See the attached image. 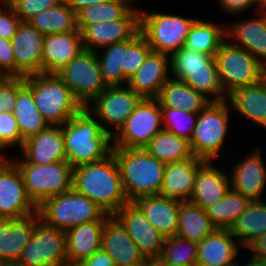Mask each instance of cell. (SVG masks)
<instances>
[{
	"mask_svg": "<svg viewBox=\"0 0 266 266\" xmlns=\"http://www.w3.org/2000/svg\"><path fill=\"white\" fill-rule=\"evenodd\" d=\"M227 100L240 116L266 130V97L258 83L234 90Z\"/></svg>",
	"mask_w": 266,
	"mask_h": 266,
	"instance_id": "obj_33",
	"label": "cell"
},
{
	"mask_svg": "<svg viewBox=\"0 0 266 266\" xmlns=\"http://www.w3.org/2000/svg\"><path fill=\"white\" fill-rule=\"evenodd\" d=\"M140 12L132 7L121 19L86 26L81 31L84 49L100 51L110 44L131 40L140 31Z\"/></svg>",
	"mask_w": 266,
	"mask_h": 266,
	"instance_id": "obj_16",
	"label": "cell"
},
{
	"mask_svg": "<svg viewBox=\"0 0 266 266\" xmlns=\"http://www.w3.org/2000/svg\"><path fill=\"white\" fill-rule=\"evenodd\" d=\"M62 266H86L83 261H66Z\"/></svg>",
	"mask_w": 266,
	"mask_h": 266,
	"instance_id": "obj_58",
	"label": "cell"
},
{
	"mask_svg": "<svg viewBox=\"0 0 266 266\" xmlns=\"http://www.w3.org/2000/svg\"><path fill=\"white\" fill-rule=\"evenodd\" d=\"M35 229V214L22 219H0V259L15 265Z\"/></svg>",
	"mask_w": 266,
	"mask_h": 266,
	"instance_id": "obj_28",
	"label": "cell"
},
{
	"mask_svg": "<svg viewBox=\"0 0 266 266\" xmlns=\"http://www.w3.org/2000/svg\"><path fill=\"white\" fill-rule=\"evenodd\" d=\"M152 226L166 238L178 229L179 201L161 195L142 196L133 201Z\"/></svg>",
	"mask_w": 266,
	"mask_h": 266,
	"instance_id": "obj_29",
	"label": "cell"
},
{
	"mask_svg": "<svg viewBox=\"0 0 266 266\" xmlns=\"http://www.w3.org/2000/svg\"><path fill=\"white\" fill-rule=\"evenodd\" d=\"M0 266H6L0 259Z\"/></svg>",
	"mask_w": 266,
	"mask_h": 266,
	"instance_id": "obj_62",
	"label": "cell"
},
{
	"mask_svg": "<svg viewBox=\"0 0 266 266\" xmlns=\"http://www.w3.org/2000/svg\"><path fill=\"white\" fill-rule=\"evenodd\" d=\"M142 99L128 86L127 88L110 86L86 107L98 118L104 130L113 135L121 128ZM111 128L114 131H111Z\"/></svg>",
	"mask_w": 266,
	"mask_h": 266,
	"instance_id": "obj_14",
	"label": "cell"
},
{
	"mask_svg": "<svg viewBox=\"0 0 266 266\" xmlns=\"http://www.w3.org/2000/svg\"><path fill=\"white\" fill-rule=\"evenodd\" d=\"M219 5L224 12L231 15H237L246 12L251 6L250 0H219Z\"/></svg>",
	"mask_w": 266,
	"mask_h": 266,
	"instance_id": "obj_50",
	"label": "cell"
},
{
	"mask_svg": "<svg viewBox=\"0 0 266 266\" xmlns=\"http://www.w3.org/2000/svg\"><path fill=\"white\" fill-rule=\"evenodd\" d=\"M0 73L3 76L15 77V57L11 40L0 38Z\"/></svg>",
	"mask_w": 266,
	"mask_h": 266,
	"instance_id": "obj_49",
	"label": "cell"
},
{
	"mask_svg": "<svg viewBox=\"0 0 266 266\" xmlns=\"http://www.w3.org/2000/svg\"><path fill=\"white\" fill-rule=\"evenodd\" d=\"M29 198L39 207L46 199L72 189L73 166L62 160L49 165L15 163Z\"/></svg>",
	"mask_w": 266,
	"mask_h": 266,
	"instance_id": "obj_8",
	"label": "cell"
},
{
	"mask_svg": "<svg viewBox=\"0 0 266 266\" xmlns=\"http://www.w3.org/2000/svg\"><path fill=\"white\" fill-rule=\"evenodd\" d=\"M25 84L32 90L35 105L48 125L61 126L83 108L57 74L25 76Z\"/></svg>",
	"mask_w": 266,
	"mask_h": 266,
	"instance_id": "obj_4",
	"label": "cell"
},
{
	"mask_svg": "<svg viewBox=\"0 0 266 266\" xmlns=\"http://www.w3.org/2000/svg\"><path fill=\"white\" fill-rule=\"evenodd\" d=\"M251 6L256 7V11H266V0H250ZM256 5V6H255Z\"/></svg>",
	"mask_w": 266,
	"mask_h": 266,
	"instance_id": "obj_56",
	"label": "cell"
},
{
	"mask_svg": "<svg viewBox=\"0 0 266 266\" xmlns=\"http://www.w3.org/2000/svg\"><path fill=\"white\" fill-rule=\"evenodd\" d=\"M4 151H5V149L0 143V164L8 162L9 160H11L9 157L7 158L6 155H4L5 154V153H3Z\"/></svg>",
	"mask_w": 266,
	"mask_h": 266,
	"instance_id": "obj_57",
	"label": "cell"
},
{
	"mask_svg": "<svg viewBox=\"0 0 266 266\" xmlns=\"http://www.w3.org/2000/svg\"><path fill=\"white\" fill-rule=\"evenodd\" d=\"M214 57L226 96L238 88L256 84L265 68L246 49L232 44L228 39L221 44Z\"/></svg>",
	"mask_w": 266,
	"mask_h": 266,
	"instance_id": "obj_10",
	"label": "cell"
},
{
	"mask_svg": "<svg viewBox=\"0 0 266 266\" xmlns=\"http://www.w3.org/2000/svg\"><path fill=\"white\" fill-rule=\"evenodd\" d=\"M44 35L79 31L76 13L64 0L27 21Z\"/></svg>",
	"mask_w": 266,
	"mask_h": 266,
	"instance_id": "obj_35",
	"label": "cell"
},
{
	"mask_svg": "<svg viewBox=\"0 0 266 266\" xmlns=\"http://www.w3.org/2000/svg\"><path fill=\"white\" fill-rule=\"evenodd\" d=\"M125 194L130 202L142 196L159 195L166 164L145 148H113Z\"/></svg>",
	"mask_w": 266,
	"mask_h": 266,
	"instance_id": "obj_3",
	"label": "cell"
},
{
	"mask_svg": "<svg viewBox=\"0 0 266 266\" xmlns=\"http://www.w3.org/2000/svg\"><path fill=\"white\" fill-rule=\"evenodd\" d=\"M22 159L14 163L49 165L67 160L61 126L48 125L45 129L27 138L21 147Z\"/></svg>",
	"mask_w": 266,
	"mask_h": 266,
	"instance_id": "obj_19",
	"label": "cell"
},
{
	"mask_svg": "<svg viewBox=\"0 0 266 266\" xmlns=\"http://www.w3.org/2000/svg\"><path fill=\"white\" fill-rule=\"evenodd\" d=\"M230 189V176L214 166L212 161H206L197 171L189 202L205 210Z\"/></svg>",
	"mask_w": 266,
	"mask_h": 266,
	"instance_id": "obj_27",
	"label": "cell"
},
{
	"mask_svg": "<svg viewBox=\"0 0 266 266\" xmlns=\"http://www.w3.org/2000/svg\"><path fill=\"white\" fill-rule=\"evenodd\" d=\"M125 228L147 260L157 259L166 237L157 231L134 202L113 215Z\"/></svg>",
	"mask_w": 266,
	"mask_h": 266,
	"instance_id": "obj_17",
	"label": "cell"
},
{
	"mask_svg": "<svg viewBox=\"0 0 266 266\" xmlns=\"http://www.w3.org/2000/svg\"><path fill=\"white\" fill-rule=\"evenodd\" d=\"M37 212L16 164L12 160L0 164V219H22Z\"/></svg>",
	"mask_w": 266,
	"mask_h": 266,
	"instance_id": "obj_15",
	"label": "cell"
},
{
	"mask_svg": "<svg viewBox=\"0 0 266 266\" xmlns=\"http://www.w3.org/2000/svg\"><path fill=\"white\" fill-rule=\"evenodd\" d=\"M169 56L151 51L139 69L129 77L126 85L142 98H157L161 88L172 78L168 73L171 72Z\"/></svg>",
	"mask_w": 266,
	"mask_h": 266,
	"instance_id": "obj_20",
	"label": "cell"
},
{
	"mask_svg": "<svg viewBox=\"0 0 266 266\" xmlns=\"http://www.w3.org/2000/svg\"><path fill=\"white\" fill-rule=\"evenodd\" d=\"M229 230L242 248H248L266 233V201L251 200Z\"/></svg>",
	"mask_w": 266,
	"mask_h": 266,
	"instance_id": "obj_31",
	"label": "cell"
},
{
	"mask_svg": "<svg viewBox=\"0 0 266 266\" xmlns=\"http://www.w3.org/2000/svg\"><path fill=\"white\" fill-rule=\"evenodd\" d=\"M151 51L147 39L141 33L126 47L121 67L127 79L139 69Z\"/></svg>",
	"mask_w": 266,
	"mask_h": 266,
	"instance_id": "obj_44",
	"label": "cell"
},
{
	"mask_svg": "<svg viewBox=\"0 0 266 266\" xmlns=\"http://www.w3.org/2000/svg\"><path fill=\"white\" fill-rule=\"evenodd\" d=\"M24 139L21 137V132L18 123L12 112L0 113V143L6 149L13 146L22 147Z\"/></svg>",
	"mask_w": 266,
	"mask_h": 266,
	"instance_id": "obj_45",
	"label": "cell"
},
{
	"mask_svg": "<svg viewBox=\"0 0 266 266\" xmlns=\"http://www.w3.org/2000/svg\"><path fill=\"white\" fill-rule=\"evenodd\" d=\"M206 160L193 156L182 161L167 163L160 194L178 201H189L195 176Z\"/></svg>",
	"mask_w": 266,
	"mask_h": 266,
	"instance_id": "obj_26",
	"label": "cell"
},
{
	"mask_svg": "<svg viewBox=\"0 0 266 266\" xmlns=\"http://www.w3.org/2000/svg\"><path fill=\"white\" fill-rule=\"evenodd\" d=\"M145 266H164L157 259L147 260Z\"/></svg>",
	"mask_w": 266,
	"mask_h": 266,
	"instance_id": "obj_59",
	"label": "cell"
},
{
	"mask_svg": "<svg viewBox=\"0 0 266 266\" xmlns=\"http://www.w3.org/2000/svg\"><path fill=\"white\" fill-rule=\"evenodd\" d=\"M24 84L25 77H2L0 80V113L13 111L18 91Z\"/></svg>",
	"mask_w": 266,
	"mask_h": 266,
	"instance_id": "obj_46",
	"label": "cell"
},
{
	"mask_svg": "<svg viewBox=\"0 0 266 266\" xmlns=\"http://www.w3.org/2000/svg\"><path fill=\"white\" fill-rule=\"evenodd\" d=\"M65 3L77 14L81 9L91 4L104 3L109 0H64Z\"/></svg>",
	"mask_w": 266,
	"mask_h": 266,
	"instance_id": "obj_53",
	"label": "cell"
},
{
	"mask_svg": "<svg viewBox=\"0 0 266 266\" xmlns=\"http://www.w3.org/2000/svg\"><path fill=\"white\" fill-rule=\"evenodd\" d=\"M241 260H239V258L236 261L235 266H241ZM243 266H262V260L251 257L248 259L247 262H245L244 264H242Z\"/></svg>",
	"mask_w": 266,
	"mask_h": 266,
	"instance_id": "obj_55",
	"label": "cell"
},
{
	"mask_svg": "<svg viewBox=\"0 0 266 266\" xmlns=\"http://www.w3.org/2000/svg\"><path fill=\"white\" fill-rule=\"evenodd\" d=\"M72 188L89 198L110 216L130 202L125 194L113 153L102 161L73 167Z\"/></svg>",
	"mask_w": 266,
	"mask_h": 266,
	"instance_id": "obj_1",
	"label": "cell"
},
{
	"mask_svg": "<svg viewBox=\"0 0 266 266\" xmlns=\"http://www.w3.org/2000/svg\"><path fill=\"white\" fill-rule=\"evenodd\" d=\"M250 200L230 189L218 202L205 209L211 222L218 229H230L236 219L246 210Z\"/></svg>",
	"mask_w": 266,
	"mask_h": 266,
	"instance_id": "obj_40",
	"label": "cell"
},
{
	"mask_svg": "<svg viewBox=\"0 0 266 266\" xmlns=\"http://www.w3.org/2000/svg\"><path fill=\"white\" fill-rule=\"evenodd\" d=\"M240 244L229 229H216L198 242L196 266H235Z\"/></svg>",
	"mask_w": 266,
	"mask_h": 266,
	"instance_id": "obj_25",
	"label": "cell"
},
{
	"mask_svg": "<svg viewBox=\"0 0 266 266\" xmlns=\"http://www.w3.org/2000/svg\"><path fill=\"white\" fill-rule=\"evenodd\" d=\"M161 116L163 130L190 141L198 113L177 108L161 107Z\"/></svg>",
	"mask_w": 266,
	"mask_h": 266,
	"instance_id": "obj_43",
	"label": "cell"
},
{
	"mask_svg": "<svg viewBox=\"0 0 266 266\" xmlns=\"http://www.w3.org/2000/svg\"><path fill=\"white\" fill-rule=\"evenodd\" d=\"M57 75L83 107L90 104L107 88L102 78L96 51L83 49Z\"/></svg>",
	"mask_w": 266,
	"mask_h": 266,
	"instance_id": "obj_13",
	"label": "cell"
},
{
	"mask_svg": "<svg viewBox=\"0 0 266 266\" xmlns=\"http://www.w3.org/2000/svg\"><path fill=\"white\" fill-rule=\"evenodd\" d=\"M132 1L109 0L84 7L76 14L77 29L81 32L88 25L121 19L133 7Z\"/></svg>",
	"mask_w": 266,
	"mask_h": 266,
	"instance_id": "obj_41",
	"label": "cell"
},
{
	"mask_svg": "<svg viewBox=\"0 0 266 266\" xmlns=\"http://www.w3.org/2000/svg\"><path fill=\"white\" fill-rule=\"evenodd\" d=\"M83 107L61 125L67 161L73 166L99 162L113 150L112 135Z\"/></svg>",
	"mask_w": 266,
	"mask_h": 266,
	"instance_id": "obj_2",
	"label": "cell"
},
{
	"mask_svg": "<svg viewBox=\"0 0 266 266\" xmlns=\"http://www.w3.org/2000/svg\"><path fill=\"white\" fill-rule=\"evenodd\" d=\"M196 18L163 13L140 12V32L154 52L172 55L180 50Z\"/></svg>",
	"mask_w": 266,
	"mask_h": 266,
	"instance_id": "obj_9",
	"label": "cell"
},
{
	"mask_svg": "<svg viewBox=\"0 0 266 266\" xmlns=\"http://www.w3.org/2000/svg\"><path fill=\"white\" fill-rule=\"evenodd\" d=\"M21 23L14 8L7 4L0 10V38L11 40Z\"/></svg>",
	"mask_w": 266,
	"mask_h": 266,
	"instance_id": "obj_48",
	"label": "cell"
},
{
	"mask_svg": "<svg viewBox=\"0 0 266 266\" xmlns=\"http://www.w3.org/2000/svg\"><path fill=\"white\" fill-rule=\"evenodd\" d=\"M86 266H116L113 259L102 249L83 260Z\"/></svg>",
	"mask_w": 266,
	"mask_h": 266,
	"instance_id": "obj_51",
	"label": "cell"
},
{
	"mask_svg": "<svg viewBox=\"0 0 266 266\" xmlns=\"http://www.w3.org/2000/svg\"><path fill=\"white\" fill-rule=\"evenodd\" d=\"M170 59L173 79L184 82L210 101L227 100L214 56L203 52H192L182 47L174 52Z\"/></svg>",
	"mask_w": 266,
	"mask_h": 266,
	"instance_id": "obj_5",
	"label": "cell"
},
{
	"mask_svg": "<svg viewBox=\"0 0 266 266\" xmlns=\"http://www.w3.org/2000/svg\"><path fill=\"white\" fill-rule=\"evenodd\" d=\"M0 3H10V0H0Z\"/></svg>",
	"mask_w": 266,
	"mask_h": 266,
	"instance_id": "obj_61",
	"label": "cell"
},
{
	"mask_svg": "<svg viewBox=\"0 0 266 266\" xmlns=\"http://www.w3.org/2000/svg\"><path fill=\"white\" fill-rule=\"evenodd\" d=\"M109 214L98 221L77 225L66 233L68 261H83L101 249L103 227Z\"/></svg>",
	"mask_w": 266,
	"mask_h": 266,
	"instance_id": "obj_30",
	"label": "cell"
},
{
	"mask_svg": "<svg viewBox=\"0 0 266 266\" xmlns=\"http://www.w3.org/2000/svg\"><path fill=\"white\" fill-rule=\"evenodd\" d=\"M139 31L131 40L117 42L101 48V55L97 52L102 78L107 87L122 86L128 79L122 72L124 52L126 47L140 34ZM123 83V84H122Z\"/></svg>",
	"mask_w": 266,
	"mask_h": 266,
	"instance_id": "obj_39",
	"label": "cell"
},
{
	"mask_svg": "<svg viewBox=\"0 0 266 266\" xmlns=\"http://www.w3.org/2000/svg\"><path fill=\"white\" fill-rule=\"evenodd\" d=\"M12 113L24 140L38 134L48 126L35 105L32 90L26 84L18 91Z\"/></svg>",
	"mask_w": 266,
	"mask_h": 266,
	"instance_id": "obj_36",
	"label": "cell"
},
{
	"mask_svg": "<svg viewBox=\"0 0 266 266\" xmlns=\"http://www.w3.org/2000/svg\"><path fill=\"white\" fill-rule=\"evenodd\" d=\"M262 266H266V261H262Z\"/></svg>",
	"mask_w": 266,
	"mask_h": 266,
	"instance_id": "obj_63",
	"label": "cell"
},
{
	"mask_svg": "<svg viewBox=\"0 0 266 266\" xmlns=\"http://www.w3.org/2000/svg\"><path fill=\"white\" fill-rule=\"evenodd\" d=\"M156 99L161 107L183 109L193 113H199L210 103L203 94L173 78L165 83Z\"/></svg>",
	"mask_w": 266,
	"mask_h": 266,
	"instance_id": "obj_32",
	"label": "cell"
},
{
	"mask_svg": "<svg viewBox=\"0 0 266 266\" xmlns=\"http://www.w3.org/2000/svg\"><path fill=\"white\" fill-rule=\"evenodd\" d=\"M152 156L167 164L192 158L190 141L162 130L144 147Z\"/></svg>",
	"mask_w": 266,
	"mask_h": 266,
	"instance_id": "obj_38",
	"label": "cell"
},
{
	"mask_svg": "<svg viewBox=\"0 0 266 266\" xmlns=\"http://www.w3.org/2000/svg\"><path fill=\"white\" fill-rule=\"evenodd\" d=\"M247 157V158H246ZM231 167V189L251 200H260L266 189V164L260 148Z\"/></svg>",
	"mask_w": 266,
	"mask_h": 266,
	"instance_id": "obj_21",
	"label": "cell"
},
{
	"mask_svg": "<svg viewBox=\"0 0 266 266\" xmlns=\"http://www.w3.org/2000/svg\"><path fill=\"white\" fill-rule=\"evenodd\" d=\"M45 35L28 22H21L11 39L15 57V77L42 73Z\"/></svg>",
	"mask_w": 266,
	"mask_h": 266,
	"instance_id": "obj_18",
	"label": "cell"
},
{
	"mask_svg": "<svg viewBox=\"0 0 266 266\" xmlns=\"http://www.w3.org/2000/svg\"><path fill=\"white\" fill-rule=\"evenodd\" d=\"M68 260L66 233L35 214V229L15 266H62Z\"/></svg>",
	"mask_w": 266,
	"mask_h": 266,
	"instance_id": "obj_12",
	"label": "cell"
},
{
	"mask_svg": "<svg viewBox=\"0 0 266 266\" xmlns=\"http://www.w3.org/2000/svg\"><path fill=\"white\" fill-rule=\"evenodd\" d=\"M226 39V24L224 28L219 24L197 19L190 29L183 48L215 56Z\"/></svg>",
	"mask_w": 266,
	"mask_h": 266,
	"instance_id": "obj_37",
	"label": "cell"
},
{
	"mask_svg": "<svg viewBox=\"0 0 266 266\" xmlns=\"http://www.w3.org/2000/svg\"><path fill=\"white\" fill-rule=\"evenodd\" d=\"M162 130L158 100L143 98L121 128L112 135L113 148H144Z\"/></svg>",
	"mask_w": 266,
	"mask_h": 266,
	"instance_id": "obj_11",
	"label": "cell"
},
{
	"mask_svg": "<svg viewBox=\"0 0 266 266\" xmlns=\"http://www.w3.org/2000/svg\"><path fill=\"white\" fill-rule=\"evenodd\" d=\"M198 243L172 236L165 239L157 260L164 266H196Z\"/></svg>",
	"mask_w": 266,
	"mask_h": 266,
	"instance_id": "obj_42",
	"label": "cell"
},
{
	"mask_svg": "<svg viewBox=\"0 0 266 266\" xmlns=\"http://www.w3.org/2000/svg\"><path fill=\"white\" fill-rule=\"evenodd\" d=\"M134 266H145V263L144 264H139V265H134Z\"/></svg>",
	"mask_w": 266,
	"mask_h": 266,
	"instance_id": "obj_64",
	"label": "cell"
},
{
	"mask_svg": "<svg viewBox=\"0 0 266 266\" xmlns=\"http://www.w3.org/2000/svg\"><path fill=\"white\" fill-rule=\"evenodd\" d=\"M62 0H10L16 15L21 22H27L36 14L54 7Z\"/></svg>",
	"mask_w": 266,
	"mask_h": 266,
	"instance_id": "obj_47",
	"label": "cell"
},
{
	"mask_svg": "<svg viewBox=\"0 0 266 266\" xmlns=\"http://www.w3.org/2000/svg\"><path fill=\"white\" fill-rule=\"evenodd\" d=\"M7 4H9V3H0V10Z\"/></svg>",
	"mask_w": 266,
	"mask_h": 266,
	"instance_id": "obj_60",
	"label": "cell"
},
{
	"mask_svg": "<svg viewBox=\"0 0 266 266\" xmlns=\"http://www.w3.org/2000/svg\"><path fill=\"white\" fill-rule=\"evenodd\" d=\"M101 249L113 259L116 266H134L147 261L113 215L107 218L103 227Z\"/></svg>",
	"mask_w": 266,
	"mask_h": 266,
	"instance_id": "obj_22",
	"label": "cell"
},
{
	"mask_svg": "<svg viewBox=\"0 0 266 266\" xmlns=\"http://www.w3.org/2000/svg\"><path fill=\"white\" fill-rule=\"evenodd\" d=\"M84 49L80 31L45 35L42 73L57 74Z\"/></svg>",
	"mask_w": 266,
	"mask_h": 266,
	"instance_id": "obj_23",
	"label": "cell"
},
{
	"mask_svg": "<svg viewBox=\"0 0 266 266\" xmlns=\"http://www.w3.org/2000/svg\"><path fill=\"white\" fill-rule=\"evenodd\" d=\"M231 108L228 100L210 101L198 113L190 139L191 151L195 157L206 161L219 158L229 128Z\"/></svg>",
	"mask_w": 266,
	"mask_h": 266,
	"instance_id": "obj_7",
	"label": "cell"
},
{
	"mask_svg": "<svg viewBox=\"0 0 266 266\" xmlns=\"http://www.w3.org/2000/svg\"><path fill=\"white\" fill-rule=\"evenodd\" d=\"M257 83L266 97V67L260 72Z\"/></svg>",
	"mask_w": 266,
	"mask_h": 266,
	"instance_id": "obj_54",
	"label": "cell"
},
{
	"mask_svg": "<svg viewBox=\"0 0 266 266\" xmlns=\"http://www.w3.org/2000/svg\"><path fill=\"white\" fill-rule=\"evenodd\" d=\"M247 249L252 252V257L266 261V233L255 240Z\"/></svg>",
	"mask_w": 266,
	"mask_h": 266,
	"instance_id": "obj_52",
	"label": "cell"
},
{
	"mask_svg": "<svg viewBox=\"0 0 266 266\" xmlns=\"http://www.w3.org/2000/svg\"><path fill=\"white\" fill-rule=\"evenodd\" d=\"M216 229L204 209L189 201H179L177 236L198 243Z\"/></svg>",
	"mask_w": 266,
	"mask_h": 266,
	"instance_id": "obj_34",
	"label": "cell"
},
{
	"mask_svg": "<svg viewBox=\"0 0 266 266\" xmlns=\"http://www.w3.org/2000/svg\"><path fill=\"white\" fill-rule=\"evenodd\" d=\"M258 16L226 24V36L232 44L246 49L266 67V11H255Z\"/></svg>",
	"mask_w": 266,
	"mask_h": 266,
	"instance_id": "obj_24",
	"label": "cell"
},
{
	"mask_svg": "<svg viewBox=\"0 0 266 266\" xmlns=\"http://www.w3.org/2000/svg\"><path fill=\"white\" fill-rule=\"evenodd\" d=\"M42 221L60 231L102 219L106 213L97 204L73 188L46 199L39 207Z\"/></svg>",
	"mask_w": 266,
	"mask_h": 266,
	"instance_id": "obj_6",
	"label": "cell"
}]
</instances>
